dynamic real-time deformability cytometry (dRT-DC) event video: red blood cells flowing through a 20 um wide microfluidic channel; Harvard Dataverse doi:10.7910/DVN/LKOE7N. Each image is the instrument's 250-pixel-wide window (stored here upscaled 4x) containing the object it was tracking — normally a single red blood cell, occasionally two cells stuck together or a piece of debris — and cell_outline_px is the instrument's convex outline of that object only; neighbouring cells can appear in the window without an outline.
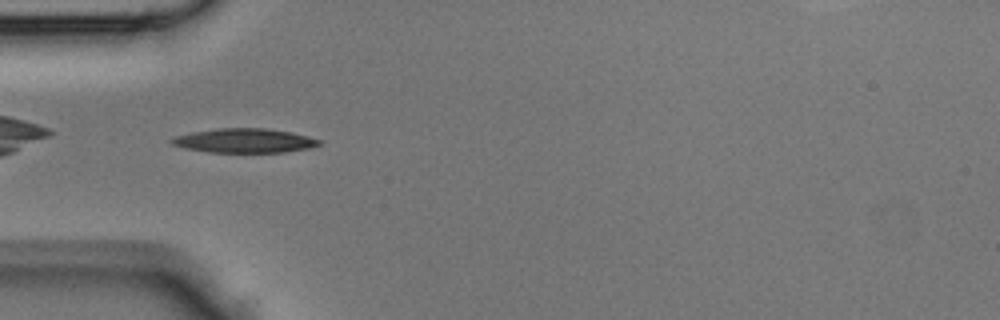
{"species": "Egyptian fruit bat (a non-hibernating species)", "species_latin": "Rousettus aegyptiacus", "temperature_condition": "room temperature", "stored_images_in_passage": 33, "camera_frame_rate_fps": 3000, "um_per_image_px": 0.085, "animal": {"sex": "male"}, "frame": {"image": 1, "passage_image": 2, "time_ms": 0.333, "image_size_px": [1000, 320], "cell_outline_px": [[324, 144], [308, 148], [284, 152], [208, 152], [184, 148], [172, 144], [168, 140], [176, 136], [192, 132], [220, 128], [264, 128], [288, 132], [308, 136], [320, 140]], "centroid_in_image_um": [20.77, 11.96], "position_along_channel_um": 64.2, "area_um2": 20.69}}
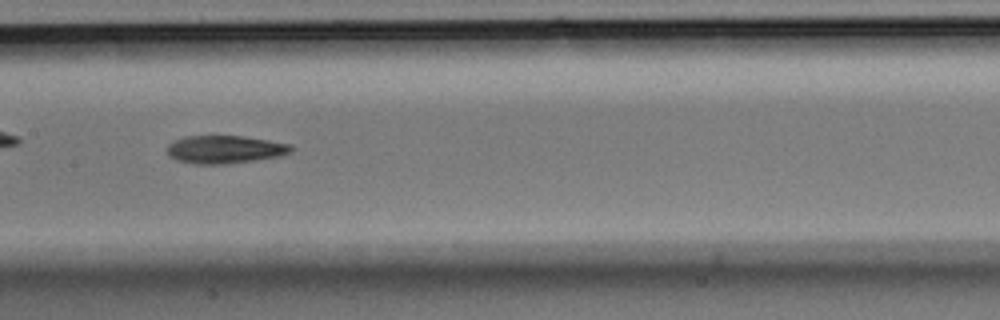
{"frame": {"image": 2, "passage_image": 10, "time_ms": 3.0, "image_size_px": [1000, 320], "cell_outline_px": [[292, 152], [280, 156], [256, 160], [224, 164], [196, 164], [176, 160], [168, 156], [168, 144], [184, 136], [240, 136], [268, 140], [292, 144]], "centroid_in_image_um": [19.12, 12.71], "position_along_channel_um": 188.3, "area_um2": 20.17}}
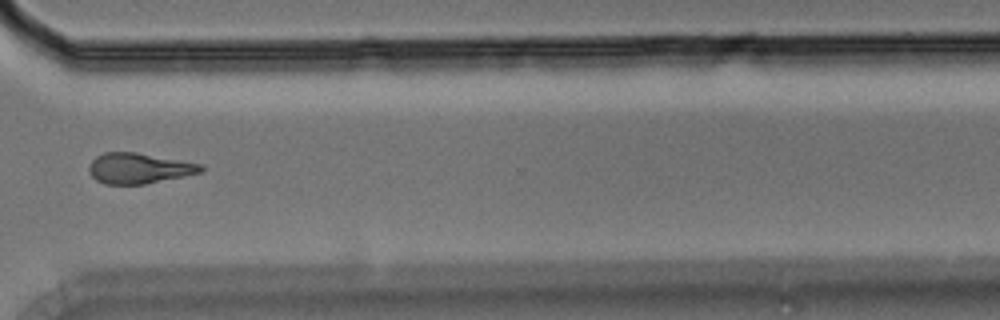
{"frame": {"image": 3, "passage_image": 21, "time_ms": 6.667, "image_size_px": [1000, 320], "cell_outline_px": [[204, 172], [144, 184], [104, 184], [96, 180], [88, 172], [88, 164], [96, 156], [104, 152], [136, 152], [204, 164]], "centroid_in_image_um": [11.81, 14.3], "position_along_channel_um": 358.8, "area_um2": 20.11}}